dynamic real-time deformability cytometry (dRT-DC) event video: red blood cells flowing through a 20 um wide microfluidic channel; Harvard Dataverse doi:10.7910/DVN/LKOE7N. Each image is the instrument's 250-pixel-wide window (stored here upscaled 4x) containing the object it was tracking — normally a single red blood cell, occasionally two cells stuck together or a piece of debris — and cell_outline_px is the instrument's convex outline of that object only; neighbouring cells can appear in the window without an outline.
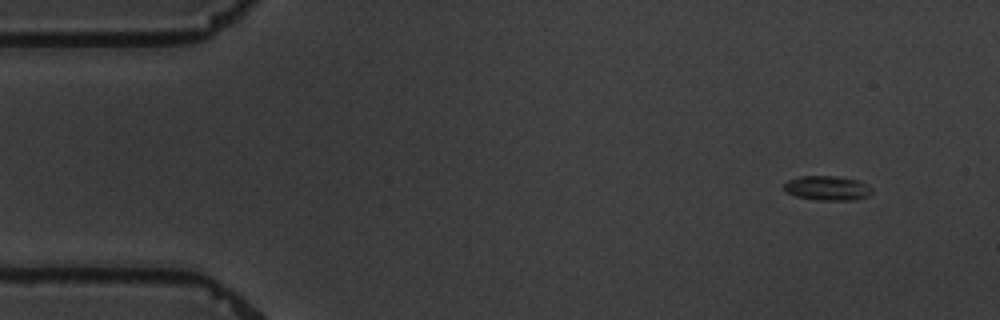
{"species": "common noctule bat (a hibernating species)", "species_latin": "Nyctalus noctula", "temperature_condition": "warm", "stored_images_in_passage": 3, "camera_frame_rate_fps": 3000, "um_per_image_px": 0.085, "animal": {"sex": "male", "body_mass_g": 19.5, "forearm_length_mm": 54.6}, "frame": {"image": 1, "passage_image": 1, "time_ms": 0.0, "image_size_px": [1000, 320], "cell_outline_px": [[872, 192], [868, 196], [852, 200], [816, 200], [796, 196], [788, 192], [784, 188], [784, 184], [788, 180], [800, 176], [836, 176], [856, 180], [872, 188]], "centroid_in_image_um": [70.31, 15.99], "position_along_channel_um": 14.7, "area_um2": 12.37}}